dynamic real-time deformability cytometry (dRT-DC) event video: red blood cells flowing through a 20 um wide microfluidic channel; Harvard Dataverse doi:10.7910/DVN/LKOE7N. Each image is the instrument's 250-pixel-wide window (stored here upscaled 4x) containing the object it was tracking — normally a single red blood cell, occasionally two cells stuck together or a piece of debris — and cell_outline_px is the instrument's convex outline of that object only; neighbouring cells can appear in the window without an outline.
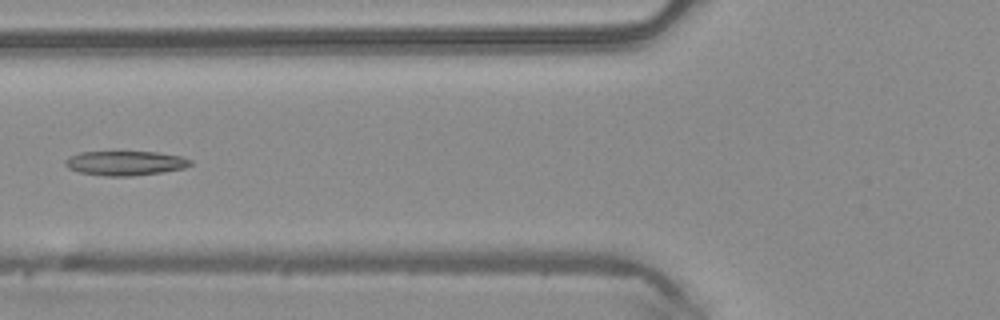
{"species": "common noctule bat (a hibernating species)", "species_latin": "Nyctalus noctula", "temperature_condition": "warm", "stored_images_in_passage": 6, "camera_frame_rate_fps": 3000, "um_per_image_px": 0.085, "animal": {"sex": "male", "body_mass_g": 20.4}, "frame": {"image": 1, "passage_image": 5, "time_ms": 1.333, "image_size_px": [1000, 320], "cell_outline_px": [[192, 164], [184, 168], [164, 172], [132, 176], [104, 176], [80, 172], [68, 168], [64, 164], [64, 160], [68, 156], [80, 152], [156, 152], [180, 156], [192, 160]], "centroid_in_image_um": [10.63, 13.87], "position_along_channel_um": 115.2, "area_um2": 17.92}}
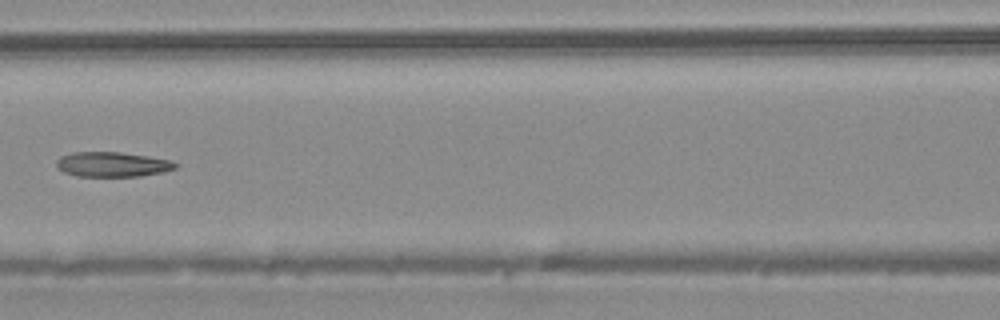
{"frame": {"image": 2, "passage_image": 6, "time_ms": 1.667, "image_size_px": [1000, 320], "cell_outline_px": [[180, 164], [176, 168], [164, 172], [140, 176], [76, 176], [64, 172], [56, 168], [56, 160], [60, 156], [72, 152], [120, 152], [148, 156], [172, 160]], "centroid_in_image_um": [9.56, 13.97], "position_along_channel_um": 157.0, "area_um2": 17.46}}